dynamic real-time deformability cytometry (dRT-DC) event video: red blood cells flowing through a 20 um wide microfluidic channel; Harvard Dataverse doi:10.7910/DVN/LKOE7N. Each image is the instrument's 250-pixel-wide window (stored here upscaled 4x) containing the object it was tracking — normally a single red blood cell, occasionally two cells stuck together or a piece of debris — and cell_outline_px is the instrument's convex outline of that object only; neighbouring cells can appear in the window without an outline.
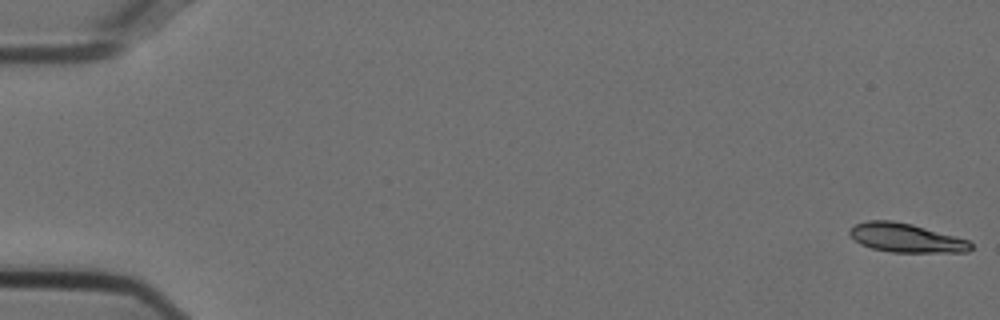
{"species": "Egyptian fruit bat (a non-hibernating species)", "species_latin": "Rousettus aegyptiacus", "temperature_condition": "cold", "stored_images_in_passage": 55, "camera_frame_rate_fps": 3000, "um_per_image_px": 0.085, "animal": {"sex": "female"}, "frame": {"image": 1, "passage_image": 1, "time_ms": 0.0, "image_size_px": [1000, 320], "cell_outline_px": [[972, 248], [968, 252], [892, 252], [872, 248], [860, 244], [848, 232], [856, 224], [868, 220], [892, 220], [912, 224], [968, 240], [972, 244]], "centroid_in_image_um": [77.02, 20.22], "position_along_channel_um": 8.0, "area_um2": 20.17}}
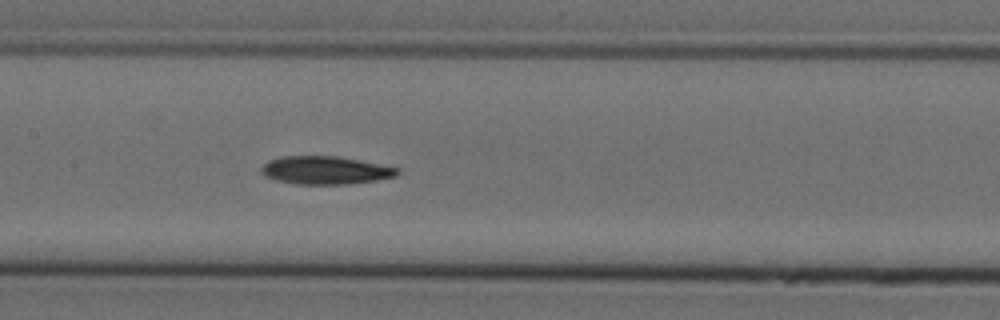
{"frame": {"image": 2, "passage_image": 27, "time_ms": 8.667, "image_size_px": [1000, 320], "cell_outline_px": [[400, 172], [396, 176], [376, 180], [348, 184], [296, 184], [276, 180], [264, 176], [260, 172], [260, 168], [268, 160], [284, 156], [336, 156], [400, 168]], "centroid_in_image_um": [27.63, 14.47], "position_along_channel_um": 179.8, "area_um2": 22.2}}
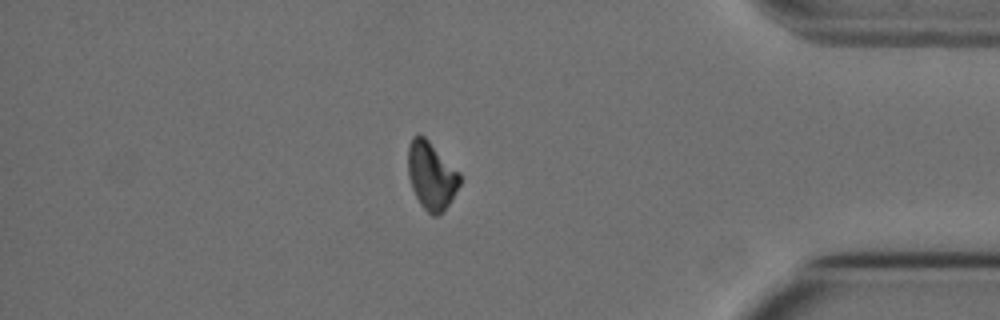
{"frame": {"image": 3, "passage_image": 47, "time_ms": 15.333, "image_size_px": [1000, 320], "cell_outline_px": [[460, 184], [444, 212], [440, 216], [432, 216], [420, 204], [412, 188], [408, 176], [408, 144], [412, 136], [424, 136], [460, 172]], "centroid_in_image_um": [36.66, 14.95], "position_along_channel_um": 398.5, "area_um2": 20.46}, "authors_computed_cell_mechanics": {"area_um2": 21.8484, "velocity_mm_per_s": 3.7312, "shape_relaxation_time_tau1_ms": 4.1986, "shape_relaxation_time_tau2_ms": null, "deformation_change_tau1": 0.1386, "deformation_change_tau2": null}}